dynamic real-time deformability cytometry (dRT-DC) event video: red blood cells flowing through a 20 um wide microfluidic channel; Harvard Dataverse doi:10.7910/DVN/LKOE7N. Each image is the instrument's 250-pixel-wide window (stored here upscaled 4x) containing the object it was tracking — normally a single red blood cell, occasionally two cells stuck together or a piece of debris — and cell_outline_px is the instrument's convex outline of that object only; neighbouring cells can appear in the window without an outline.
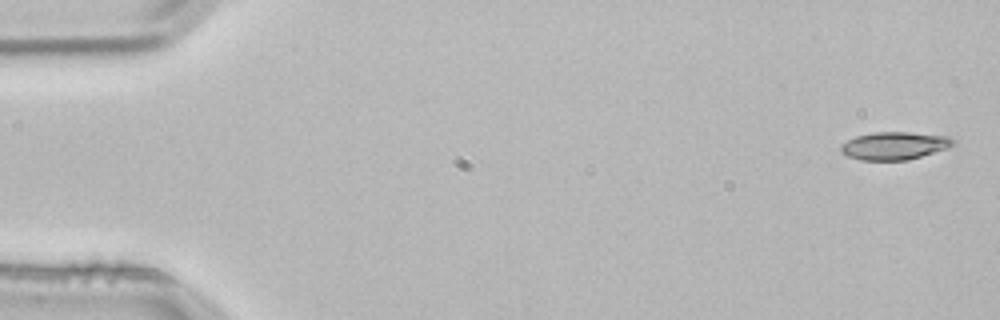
{"species": "common noctule bat (a hibernating species)", "species_latin": "Nyctalus noctula", "temperature_condition": "room temperature", "stored_images_in_passage": 3, "camera_frame_rate_fps": 3000, "um_per_image_px": 0.085, "animal": {"sex": "male", "body_mass_g": 21.5, "forearm_length_mm": 52.0}, "frame": {"image": 1, "passage_image": 1, "time_ms": 0.0, "image_size_px": [1000, 320], "cell_outline_px": [[956, 144], [948, 148], [908, 160], [860, 160], [848, 156], [840, 152], [840, 144], [856, 136], [876, 132], [908, 132], [948, 136], [956, 140]], "centroid_in_image_um": [76.04, 12.39], "position_along_channel_um": 9.0, "area_um2": 18.26}}
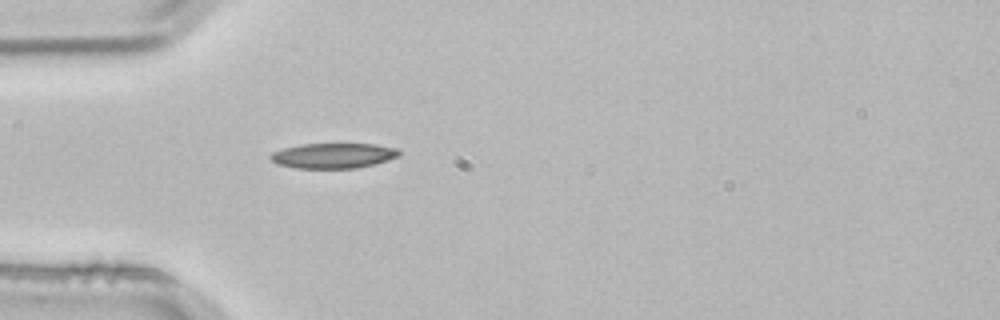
{"frame": {"image": 2, "passage_image": 3, "time_ms": 0.667, "image_size_px": [1000, 320], "cell_outline_px": [[400, 156], [388, 160], [356, 168], [296, 168], [276, 164], [268, 156], [272, 152], [284, 148], [300, 144], [376, 144], [396, 148], [400, 152]], "centroid_in_image_um": [28.31, 13.23], "position_along_channel_um": 56.7, "area_um2": 18.84}}